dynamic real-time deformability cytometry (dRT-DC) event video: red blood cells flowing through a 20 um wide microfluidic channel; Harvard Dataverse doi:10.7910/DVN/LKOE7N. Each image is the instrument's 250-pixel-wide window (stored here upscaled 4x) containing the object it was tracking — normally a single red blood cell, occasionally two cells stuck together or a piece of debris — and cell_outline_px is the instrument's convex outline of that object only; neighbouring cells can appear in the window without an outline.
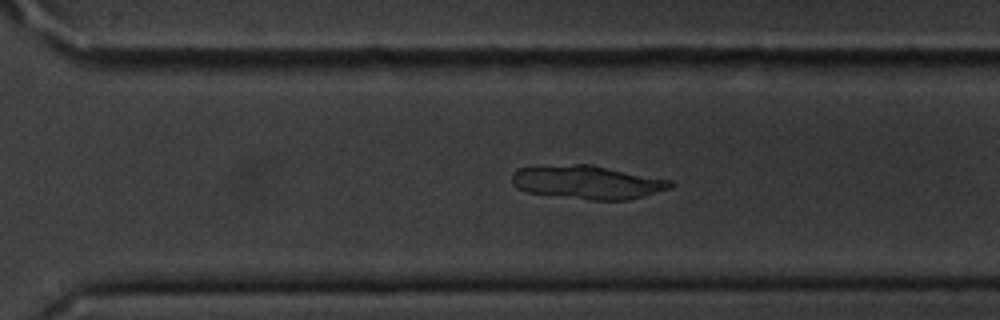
{"species": "common noctule bat (a hibernating species)", "species_latin": "Nyctalus noctula", "temperature_condition": "cold", "stored_images_in_passage": 39, "camera_frame_rate_fps": 3000, "um_per_image_px": 0.085, "animal": {"sex": "male", "body_mass_g": 20.1, "forearm_length_mm": 53.5}, "frame": {"image": 1, "passage_image": 22, "time_ms": 7.0, "image_size_px": [1000, 320], "cell_outline_px": [[676, 184], [672, 188], [628, 200], [592, 200], [528, 192], [516, 188], [512, 184], [512, 172], [520, 168], [576, 164], [592, 164], [672, 180]], "centroid_in_image_um": [49.99, 15.49], "position_along_channel_um": 320.6, "area_um2": 30.92}}